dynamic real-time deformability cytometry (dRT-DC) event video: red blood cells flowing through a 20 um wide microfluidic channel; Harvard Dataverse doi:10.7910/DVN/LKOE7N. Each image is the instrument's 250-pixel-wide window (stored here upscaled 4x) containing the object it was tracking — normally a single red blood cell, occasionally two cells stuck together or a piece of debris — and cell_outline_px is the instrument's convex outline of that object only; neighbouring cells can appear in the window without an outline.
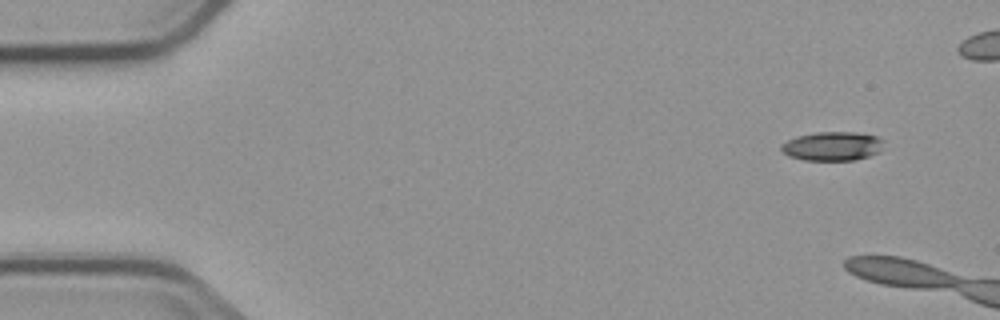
{"species": "common noctule bat (a hibernating species)", "species_latin": "Nyctalus noctula", "temperature_condition": "cold", "stored_images_in_passage": 3, "camera_frame_rate_fps": 3000, "um_per_image_px": 0.085, "animal": {"sex": "male", "body_mass_g": 23.1, "forearm_length_mm": 52.7}, "frame": {"image": 1, "passage_image": 1, "time_ms": 0.0, "image_size_px": [1000, 320], "cell_outline_px": [[884, 140], [876, 152], [868, 156], [856, 160], [804, 160], [788, 156], [780, 148], [780, 144], [796, 136], [816, 132], [856, 132], [876, 136]], "centroid_in_image_um": [70.7, 12.42], "position_along_channel_um": 14.3, "area_um2": 17.17}}